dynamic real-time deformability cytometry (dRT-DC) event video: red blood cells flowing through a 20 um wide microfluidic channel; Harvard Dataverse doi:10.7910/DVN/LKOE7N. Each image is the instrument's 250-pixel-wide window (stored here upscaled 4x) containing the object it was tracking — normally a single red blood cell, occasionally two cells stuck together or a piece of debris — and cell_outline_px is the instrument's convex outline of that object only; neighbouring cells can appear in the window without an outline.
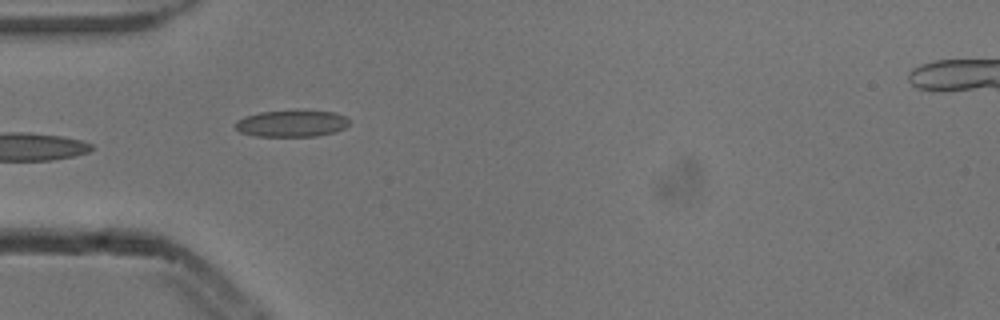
{"species": "common noctule bat (a hibernating species)", "species_latin": "Nyctalus noctula", "temperature_condition": "cold", "stored_images_in_passage": 6, "camera_frame_rate_fps": 3000, "um_per_image_px": 0.085, "animal": {"sex": "male", "body_mass_g": 13.3}, "frame": {"image": 1, "passage_image": 5, "time_ms": 1.333, "image_size_px": [1000, 320], "cell_outline_px": [[348, 124], [344, 128], [336, 132], [316, 136], [256, 136], [240, 132], [232, 124], [236, 120], [244, 116], [260, 112], [336, 112], [344, 116], [348, 120]], "centroid_in_image_um": [24.74, 10.52], "position_along_channel_um": 60.3, "area_um2": 17.34}}
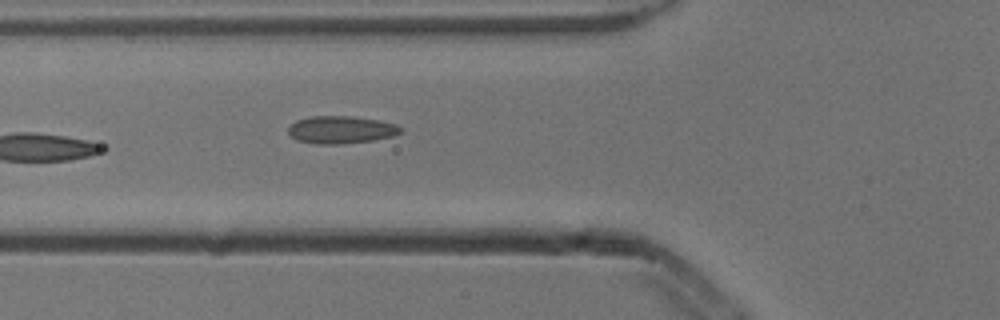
{"frame": {"image": 2, "passage_image": 6, "time_ms": 1.667, "image_size_px": [1000, 320], "cell_outline_px": [[404, 128], [400, 132], [392, 136], [372, 140], [340, 144], [316, 144], [296, 140], [288, 132], [288, 128], [296, 120], [308, 116], [352, 116], [380, 120], [396, 124]], "centroid_in_image_um": [28.98, 11.02], "position_along_channel_um": 96.8, "area_um2": 18.09}}